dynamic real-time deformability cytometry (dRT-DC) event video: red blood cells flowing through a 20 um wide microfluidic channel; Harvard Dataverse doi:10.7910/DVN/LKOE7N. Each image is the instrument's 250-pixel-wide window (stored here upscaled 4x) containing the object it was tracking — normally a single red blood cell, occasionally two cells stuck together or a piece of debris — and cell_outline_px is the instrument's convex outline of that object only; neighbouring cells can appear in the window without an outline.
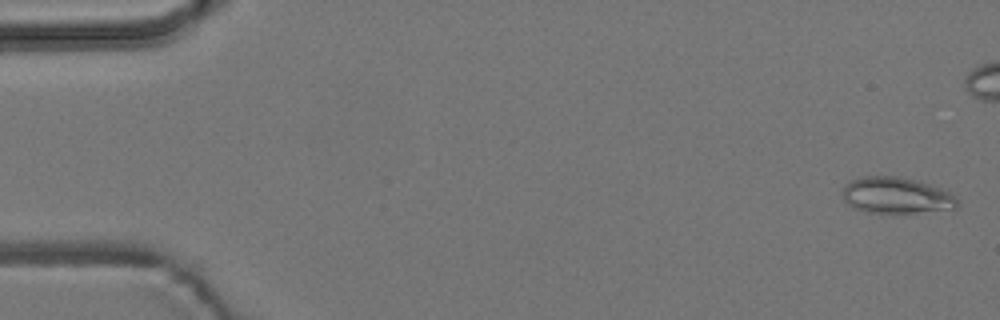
{"species": "common noctule bat (a hibernating species)", "species_latin": "Nyctalus noctula", "temperature_condition": "room temperature", "stored_images_in_passage": 6, "camera_frame_rate_fps": 3000, "um_per_image_px": 0.085, "animal": {"sex": "male", "body_mass_g": 19.2, "forearm_length_mm": 51.8}, "frame": {"image": 1, "passage_image": 1, "time_ms": 0.0, "image_size_px": [1000, 320], "cell_outline_px": [[956, 208], [912, 212], [868, 212], [852, 208], [844, 200], [844, 184], [848, 180], [860, 176], [900, 176], [940, 188], [956, 196]], "centroid_in_image_um": [76.11, 16.59], "position_along_channel_um": 8.9, "area_um2": 23.87}}